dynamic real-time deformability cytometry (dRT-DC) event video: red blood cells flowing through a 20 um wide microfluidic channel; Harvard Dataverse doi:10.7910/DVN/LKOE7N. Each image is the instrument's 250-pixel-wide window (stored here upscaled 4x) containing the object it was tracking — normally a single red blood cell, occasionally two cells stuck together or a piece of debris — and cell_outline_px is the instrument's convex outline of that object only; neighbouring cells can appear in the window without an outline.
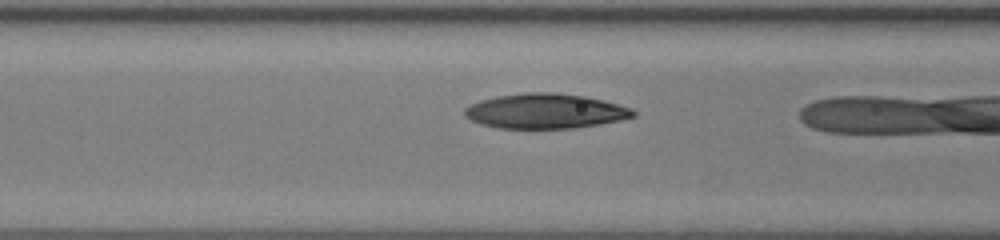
{"species": "human", "species_latin": "Homo sapiens", "temperature_condition": "room temperature", "stored_images_in_passage": 4, "camera_frame_rate_fps": 3000, "um_per_image_px": 0.085, "donor": {"sex": "female"}, "frame": {"image": 1, "passage_image": 3, "time_ms": 0.667, "image_size_px": [1000, 240], "cell_outline_px": [[636, 116], [620, 120], [600, 124], [572, 128], [496, 128], [480, 124], [464, 116], [464, 108], [480, 100], [496, 96], [524, 92], [552, 92], [584, 96], [604, 100], [632, 108], [636, 112]], "centroid_in_image_um": [46.35, 9.44], "position_along_channel_um": 120.3, "area_um2": 34.39}}